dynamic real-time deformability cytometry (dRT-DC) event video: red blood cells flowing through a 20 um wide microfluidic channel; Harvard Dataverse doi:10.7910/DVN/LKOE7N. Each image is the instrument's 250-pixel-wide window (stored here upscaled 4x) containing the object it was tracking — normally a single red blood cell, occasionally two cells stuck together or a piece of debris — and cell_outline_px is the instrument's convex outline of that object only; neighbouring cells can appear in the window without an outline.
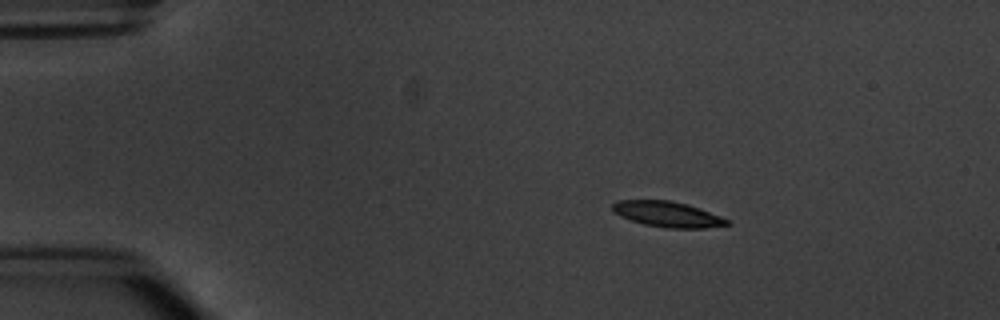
{"species": "common noctule bat (a hibernating species)", "species_latin": "Nyctalus noctula", "temperature_condition": "warm", "stored_images_in_passage": 4, "camera_frame_rate_fps": 3000, "um_per_image_px": 0.085, "animal": {"sex": "male", "body_mass_g": 20.1, "forearm_length_mm": 53.5}, "frame": {"image": 1, "passage_image": 1, "time_ms": 0.0, "image_size_px": [1000, 320], "cell_outline_px": [[732, 224], [704, 228], [664, 228], [644, 224], [620, 216], [612, 212], [612, 204], [616, 200], [672, 200], [688, 204], [700, 208], [720, 216], [728, 220]], "centroid_in_image_um": [56.72, 18.2], "position_along_channel_um": 28.3, "area_um2": 17.17}}